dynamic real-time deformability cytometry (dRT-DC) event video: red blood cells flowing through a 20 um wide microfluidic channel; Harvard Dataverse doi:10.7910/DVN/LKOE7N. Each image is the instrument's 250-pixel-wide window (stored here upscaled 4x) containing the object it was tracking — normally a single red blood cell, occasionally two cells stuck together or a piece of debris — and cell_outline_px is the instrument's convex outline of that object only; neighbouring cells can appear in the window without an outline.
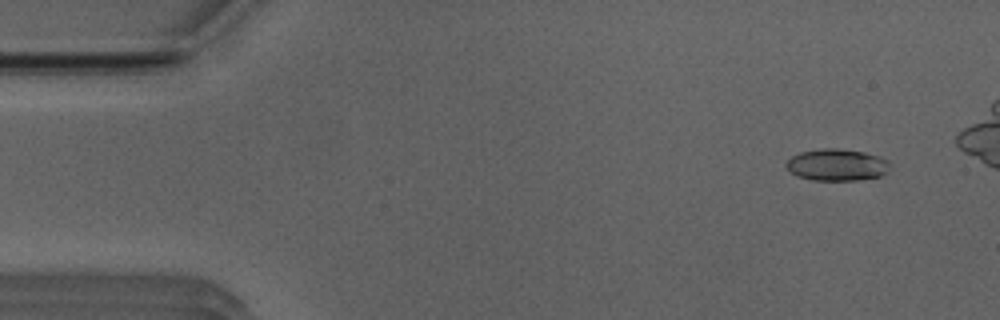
{"species": "Egyptian fruit bat (a non-hibernating species)", "species_latin": "Rousettus aegyptiacus", "temperature_condition": "room temperature", "stored_images_in_passage": 46, "camera_frame_rate_fps": 3000, "um_per_image_px": 0.085, "animal": {"sex": "male"}, "frame": {"image": 1, "passage_image": 4, "time_ms": 1.0, "image_size_px": [1000, 320], "cell_outline_px": [[888, 172], [880, 176], [860, 180], [812, 180], [796, 176], [784, 164], [792, 156], [800, 152], [820, 148], [836, 148], [864, 152], [880, 156], [888, 160]], "centroid_in_image_um": [71.13, 14.01], "position_along_channel_um": 13.9, "area_um2": 19.31}}
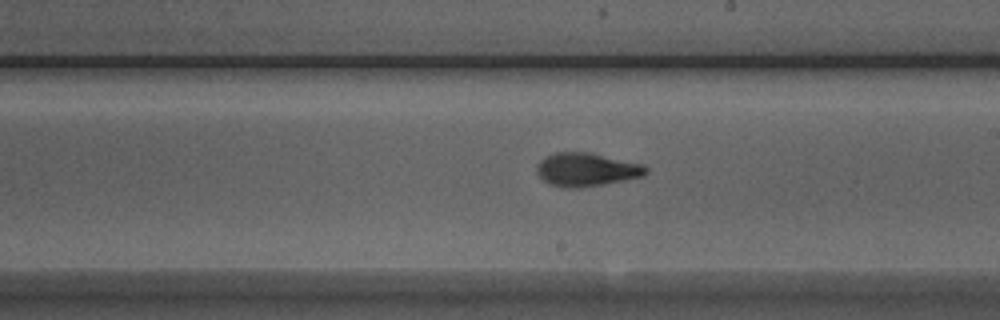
{"frame": {"image": 2, "passage_image": 29, "time_ms": 9.333, "image_size_px": [1000, 320], "cell_outline_px": [[648, 172], [644, 176], [604, 184], [580, 188], [564, 188], [548, 184], [536, 172], [536, 164], [544, 156], [556, 152], [592, 152], [640, 164], [648, 168]], "centroid_in_image_um": [49.81, 14.41], "position_along_channel_um": 239.2, "area_um2": 21.44}}
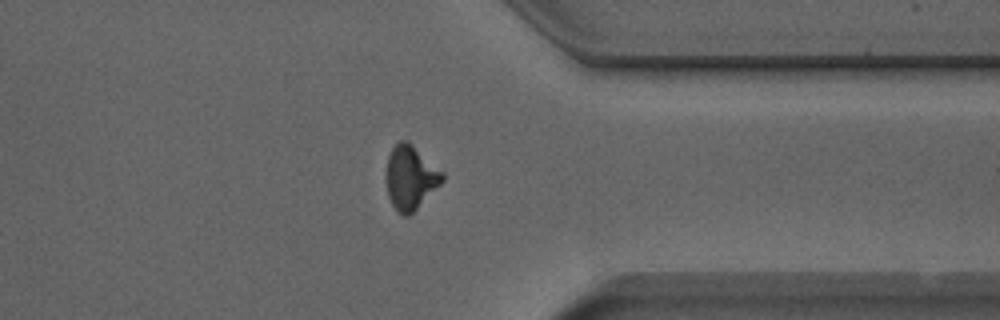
{"frame": {"image": 3, "passage_image": 40, "time_ms": 13.0, "image_size_px": [1000, 320], "cell_outline_px": [[444, 180], [408, 216], [404, 216], [396, 212], [388, 196], [384, 176], [388, 156], [392, 148], [400, 140], [408, 140], [444, 172]], "centroid_in_image_um": [34.86, 15.07], "position_along_channel_um": 376.5, "area_um2": 21.1}, "authors_computed_cell_mechanics": {"area_um2": 19.941, "velocity_mm_per_s": 3.9566, "shape_relaxation_time_tau1_ms": 3.2987, "shape_relaxation_time_tau2_ms": 1.5016, "deformation_change_tau1": 0.1719, "deformation_change_tau2": 0.0868}}